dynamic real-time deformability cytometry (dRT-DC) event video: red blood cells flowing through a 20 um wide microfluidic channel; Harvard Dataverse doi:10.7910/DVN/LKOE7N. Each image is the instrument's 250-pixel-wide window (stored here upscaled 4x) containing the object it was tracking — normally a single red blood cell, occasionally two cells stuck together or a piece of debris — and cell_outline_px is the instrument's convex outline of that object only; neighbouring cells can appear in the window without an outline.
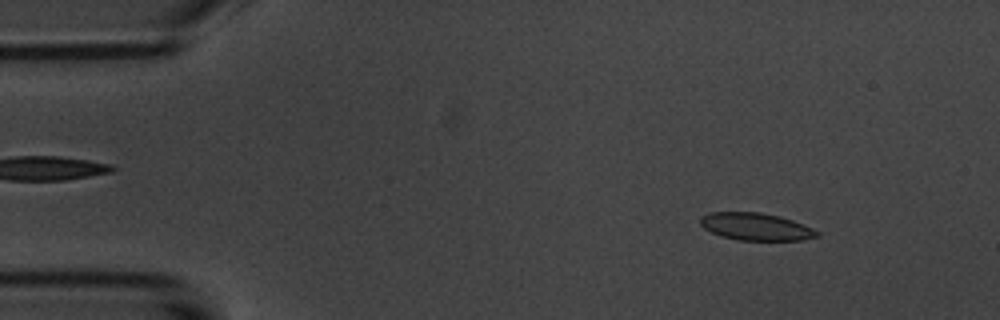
{"species": "common noctule bat (a hibernating species)", "species_latin": "Nyctalus noctula", "temperature_condition": "room temperature", "stored_images_in_passage": 54, "camera_frame_rate_fps": 3000, "um_per_image_px": 0.085, "animal": {"sex": "male", "body_mass_g": 20.1, "forearm_length_mm": 53.5}, "frame": {"image": 1, "passage_image": 6, "time_ms": 1.667, "image_size_px": [1000, 320], "cell_outline_px": [[820, 236], [800, 240], [736, 240], [720, 236], [704, 228], [700, 224], [700, 216], [708, 212], [760, 212], [780, 216], [792, 220], [812, 228], [820, 232]], "centroid_in_image_um": [64.23, 19.26], "position_along_channel_um": 20.8, "area_um2": 18.73}}
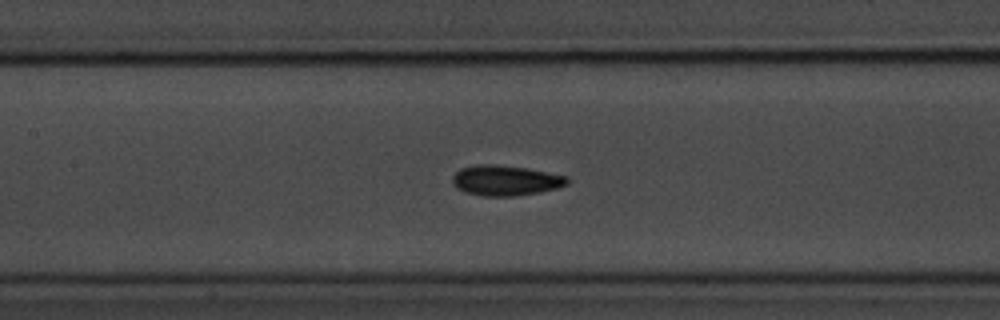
{"frame": {"image": 2, "passage_image": 24, "time_ms": 7.667, "image_size_px": [1000, 320], "cell_outline_px": [[568, 184], [556, 188], [540, 192], [516, 196], [480, 196], [464, 192], [456, 188], [452, 184], [452, 176], [460, 168], [480, 164], [492, 164], [528, 168], [568, 176]], "centroid_in_image_um": [42.94, 15.34], "position_along_channel_um": 164.5, "area_um2": 20.46}}
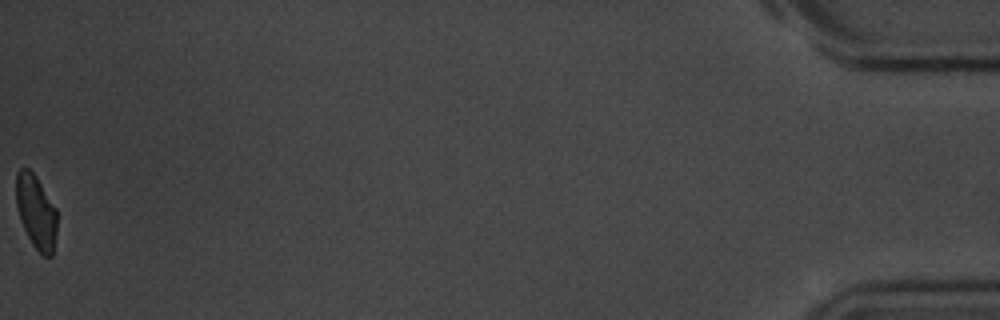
{"frame": {"image": 3, "passage_image": 54, "time_ms": 17.667, "image_size_px": [1000, 320], "cell_outline_px": [[56, 232], [52, 256], [44, 256], [32, 244], [20, 220], [16, 208], [16, 172], [20, 168], [28, 168], [36, 176], [56, 208]], "centroid_in_image_um": [3.05, 17.98], "position_along_channel_um": 432.2, "area_um2": 17.51}, "authors_computed_cell_mechanics": {"area_um2": 19.3052, "velocity_mm_per_s": 3.6908, "shape_relaxation_time_tau1_ms": 3.2487, "shape_relaxation_time_tau2_ms": 4.4572, "deformation_change_tau1": 0.0878, "deformation_change_tau2": 0.0806}}